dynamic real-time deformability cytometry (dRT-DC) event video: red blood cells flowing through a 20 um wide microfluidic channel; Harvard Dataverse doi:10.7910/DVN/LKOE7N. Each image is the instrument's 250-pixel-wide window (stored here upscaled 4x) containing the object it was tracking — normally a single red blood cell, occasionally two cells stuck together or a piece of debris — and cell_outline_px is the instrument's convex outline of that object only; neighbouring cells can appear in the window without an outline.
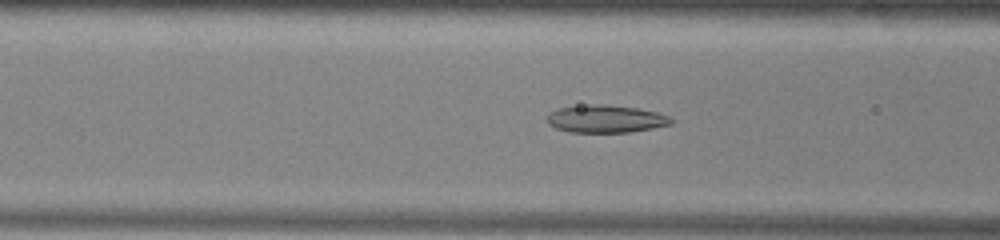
{"species": "common noctule bat (a hibernating species)", "species_latin": "Nyctalus noctula", "temperature_condition": "warm", "stored_images_in_passage": 45, "camera_frame_rate_fps": 3000, "um_per_image_px": 0.085, "animal": {"sex": "male", "body_mass_g": 13.0, "forearm_length_mm": 53.1}, "frame": {"image": 1, "passage_image": 14, "time_ms": 4.333, "image_size_px": [1000, 240], "cell_outline_px": [[672, 124], [652, 128], [628, 132], [568, 132], [556, 128], [548, 124], [548, 116], [552, 112], [560, 108], [588, 104], [604, 104], [636, 108], [656, 112], [668, 116], [672, 120]], "centroid_in_image_um": [51.48, 10.11], "position_along_channel_um": 115.1, "area_um2": 19.71}}
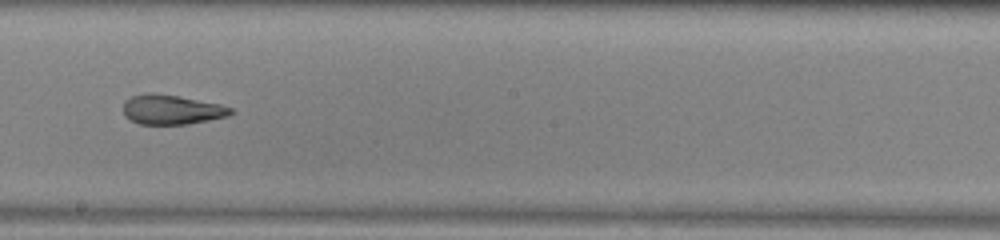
{"frame": {"image": 2, "passage_image": 23, "time_ms": 7.333, "image_size_px": [1000, 240], "cell_outline_px": [[236, 112], [228, 116], [188, 124], [140, 124], [124, 116], [124, 100], [132, 96], [180, 96], [220, 104], [232, 108]], "centroid_in_image_um": [14.67, 9.36], "position_along_channel_um": 233.5, "area_um2": 17.92}}
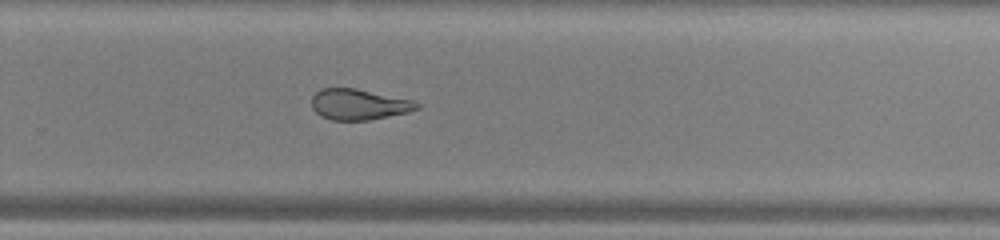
{"frame": {"image": 3, "passage_image": 28, "time_ms": 9.0, "image_size_px": [1000, 240], "cell_outline_px": [[420, 108], [408, 112], [368, 120], [332, 120], [320, 116], [312, 108], [312, 96], [320, 88], [356, 88], [412, 100], [420, 104]], "centroid_in_image_um": [30.48, 8.87], "position_along_channel_um": 299.3, "area_um2": 18.84}, "authors_computed_cell_mechanics": {"area_um2": 21.2704, "velocity_mm_per_s": 3.962, "shape_relaxation_time_tau1_ms": null, "shape_relaxation_time_tau2_ms": 1.6868, "deformation_change_tau1": null, "deformation_change_tau2": 0.093}}